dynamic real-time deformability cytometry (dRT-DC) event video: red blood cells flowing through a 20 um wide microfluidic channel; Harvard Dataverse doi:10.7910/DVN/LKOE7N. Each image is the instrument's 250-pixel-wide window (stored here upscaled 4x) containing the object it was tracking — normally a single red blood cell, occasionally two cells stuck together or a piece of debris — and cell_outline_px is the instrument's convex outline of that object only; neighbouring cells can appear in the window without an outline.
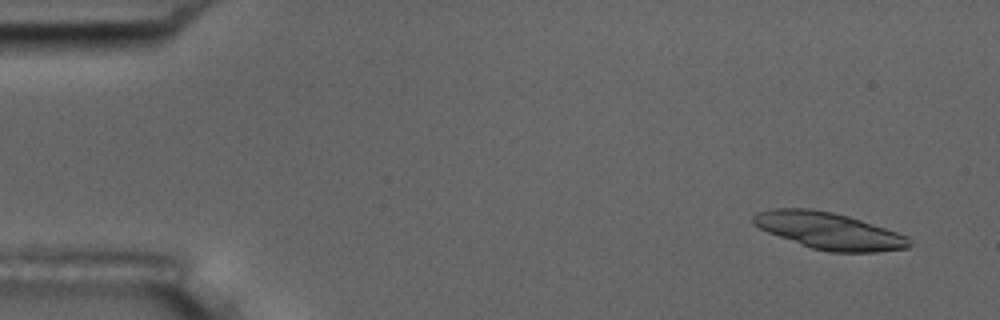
{"species": "common noctule bat (a hibernating species)", "species_latin": "Nyctalus noctula", "temperature_condition": "room temperature", "stored_images_in_passage": 6, "camera_frame_rate_fps": 3000, "um_per_image_px": 0.085, "animal": {"sex": "male", "body_mass_g": 17.5, "forearm_length_mm": 52.3}, "frame": {"image": 1, "passage_image": 1, "time_ms": 0.0, "image_size_px": [1000, 320], "cell_outline_px": [[912, 244], [908, 248], [876, 252], [828, 252], [812, 248], [768, 232], [752, 224], [752, 216], [756, 212], [772, 208], [812, 208], [832, 212], [848, 216], [908, 236]], "centroid_in_image_um": [70.44, 19.61], "position_along_channel_um": 14.6, "area_um2": 33.29}}